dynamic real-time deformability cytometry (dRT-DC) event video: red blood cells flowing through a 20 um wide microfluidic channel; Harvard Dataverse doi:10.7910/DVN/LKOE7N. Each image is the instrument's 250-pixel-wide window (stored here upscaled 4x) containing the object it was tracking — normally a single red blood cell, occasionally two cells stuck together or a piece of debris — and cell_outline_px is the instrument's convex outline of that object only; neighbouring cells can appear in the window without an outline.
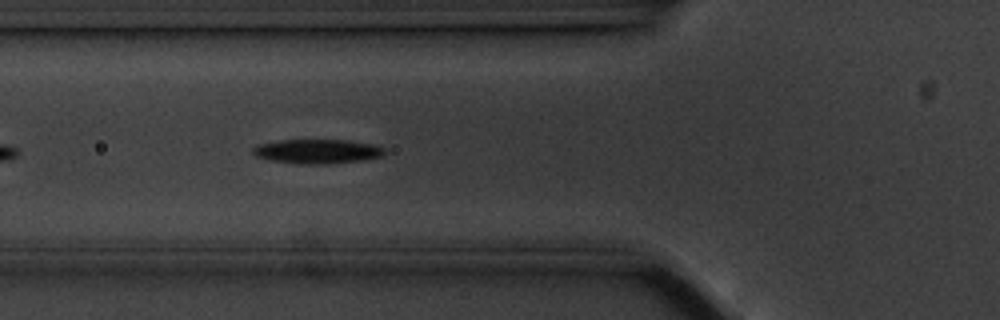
{"species": "common noctule bat (a hibernating species)", "species_latin": "Nyctalus noctula", "temperature_condition": "cold", "stored_images_in_passage": 20, "camera_frame_rate_fps": 3000, "um_per_image_px": 0.085, "animal": {"sex": "male", "body_mass_g": 20.1, "forearm_length_mm": 53.5}, "frame": {"image": 1, "passage_image": 6, "time_ms": 1.667, "image_size_px": [1000, 320], "cell_outline_px": [[384, 152], [380, 156], [360, 160], [328, 164], [300, 164], [268, 160], [256, 156], [252, 152], [252, 148], [256, 144], [280, 140], [348, 140], [372, 144], [384, 148]], "centroid_in_image_um": [26.89, 12.86], "position_along_channel_um": 98.9, "area_um2": 18.61}}